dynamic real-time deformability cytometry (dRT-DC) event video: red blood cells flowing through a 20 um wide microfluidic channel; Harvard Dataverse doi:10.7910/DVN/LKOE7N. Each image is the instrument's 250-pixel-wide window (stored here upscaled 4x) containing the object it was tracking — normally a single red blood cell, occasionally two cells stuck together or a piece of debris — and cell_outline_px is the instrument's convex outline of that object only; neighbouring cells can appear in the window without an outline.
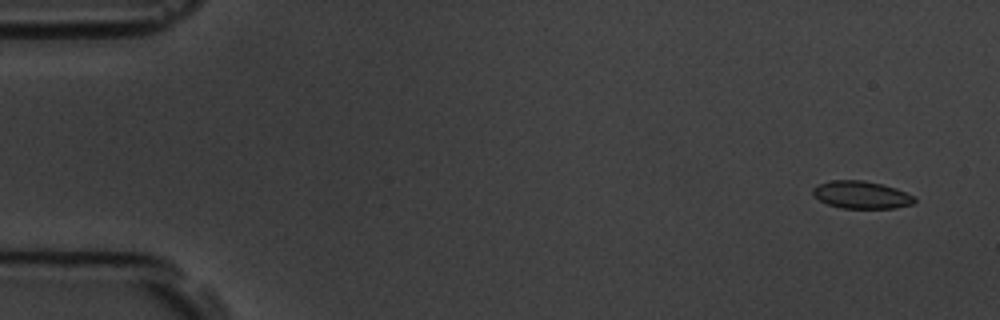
{"species": "common noctule bat (a hibernating species)", "species_latin": "Nyctalus noctula", "temperature_condition": "room temperature", "stored_images_in_passage": 7, "camera_frame_rate_fps": 3000, "um_per_image_px": 0.085, "animal": {"sex": "male", "body_mass_g": 19.5, "forearm_length_mm": 54.6}, "frame": {"image": 1, "passage_image": 1, "time_ms": 0.0, "image_size_px": [1000, 320], "cell_outline_px": [[916, 200], [912, 204], [896, 208], [840, 208], [828, 204], [812, 196], [812, 188], [820, 184], [832, 180], [864, 180], [896, 188], [916, 196]], "centroid_in_image_um": [73.22, 16.56], "position_along_channel_um": 11.8, "area_um2": 16.36}}
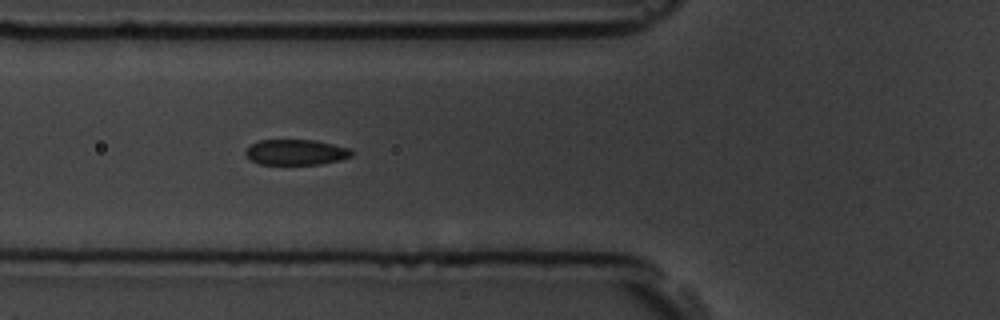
{"frame": {"image": 2, "passage_image": 6, "time_ms": 5.667, "image_size_px": [1000, 320], "cell_outline_px": [[352, 156], [340, 160], [320, 164], [260, 164], [252, 160], [244, 152], [252, 144], [260, 140], [316, 140], [348, 148], [352, 152]], "centroid_in_image_um": [25.17, 12.94], "position_along_channel_um": 100.6, "area_um2": 15.55}}
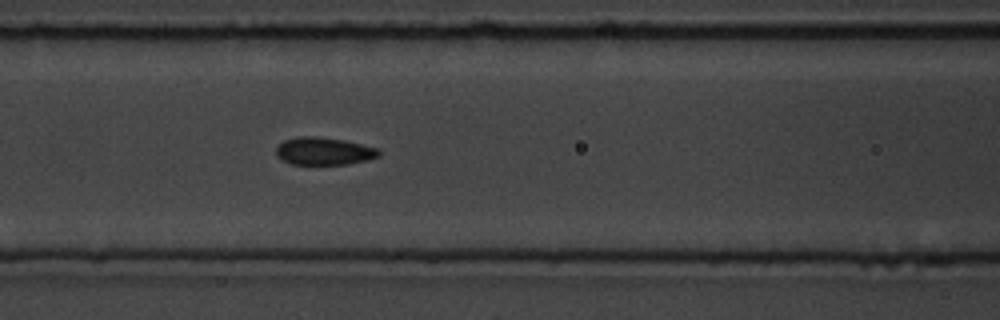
{"frame": {"image": 3, "passage_image": 7, "time_ms": 6.667, "image_size_px": [1000, 320], "cell_outline_px": [[380, 156], [368, 160], [348, 164], [292, 164], [276, 156], [276, 148], [284, 140], [296, 136], [316, 136], [344, 140], [376, 148], [380, 152]], "centroid_in_image_um": [27.52, 12.84], "position_along_channel_um": 139.1, "area_um2": 16.47}}